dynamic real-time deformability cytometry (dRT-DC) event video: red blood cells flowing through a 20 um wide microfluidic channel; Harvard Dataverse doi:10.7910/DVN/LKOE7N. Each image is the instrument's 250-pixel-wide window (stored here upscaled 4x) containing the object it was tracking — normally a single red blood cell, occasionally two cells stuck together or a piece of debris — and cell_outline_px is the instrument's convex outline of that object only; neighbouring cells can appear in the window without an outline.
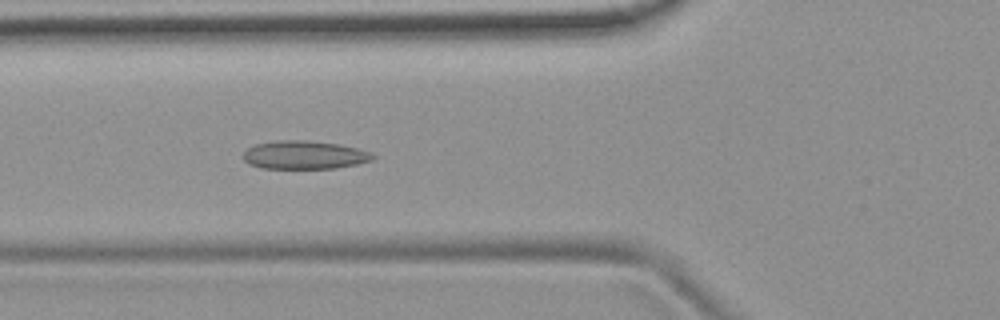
{"species": "common noctule bat (a hibernating species)", "species_latin": "Nyctalus noctula", "temperature_condition": "room temperature", "stored_images_in_passage": 41, "camera_frame_rate_fps": 3000, "um_per_image_px": 0.085, "animal": {"sex": "female", "body_mass_g": 19.9}, "frame": {"image": 1, "passage_image": 11, "time_ms": 3.333, "image_size_px": [1000, 320], "cell_outline_px": [[376, 156], [372, 160], [356, 164], [336, 168], [260, 168], [248, 164], [244, 160], [244, 152], [248, 148], [256, 144], [276, 140], [308, 140], [340, 144], [372, 152]], "centroid_in_image_um": [25.88, 13.16], "position_along_channel_um": 99.9, "area_um2": 21.44}}
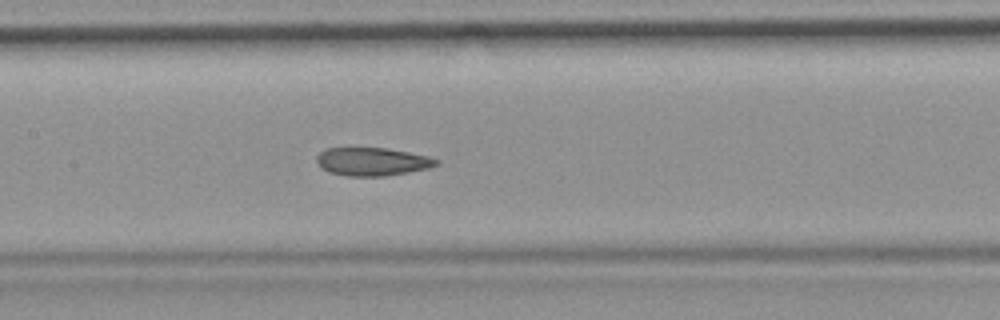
{"frame": {"image": 2, "passage_image": 17, "time_ms": 5.333, "image_size_px": [1000, 320], "cell_outline_px": [[440, 164], [432, 168], [384, 176], [348, 176], [328, 172], [320, 168], [316, 160], [316, 156], [324, 148], [388, 148], [428, 156], [440, 160]], "centroid_in_image_um": [31.65, 13.74], "position_along_channel_um": 175.7, "area_um2": 19.88}}
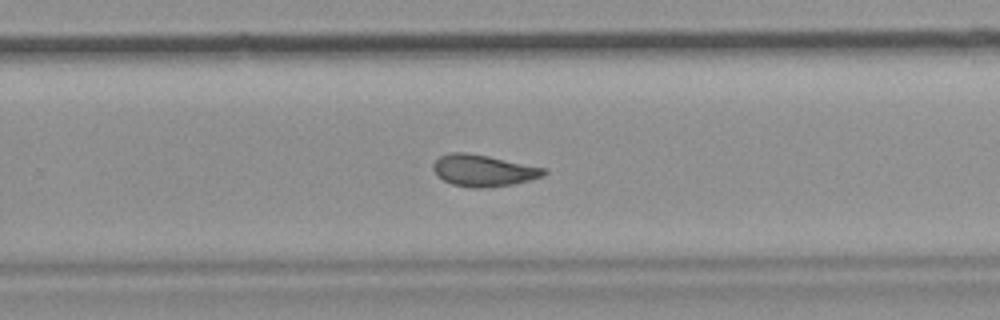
{"frame": {"image": 3, "passage_image": 26, "time_ms": 8.333, "image_size_px": [1000, 320], "cell_outline_px": [[548, 172], [540, 176], [528, 180], [512, 184], [488, 188], [472, 188], [452, 184], [436, 176], [432, 168], [432, 164], [440, 156], [448, 152], [468, 152], [548, 168]], "centroid_in_image_um": [41.06, 14.49], "position_along_channel_um": 288.7, "area_um2": 20.58}, "authors_computed_cell_mechanics": {"area_um2": 20.5768, "velocity_mm_per_s": 3.7884, "shape_relaxation_time_tau1_ms": null, "shape_relaxation_time_tau2_ms": 1.6575, "deformation_change_tau1": null, "deformation_change_tau2": 0.0817}}